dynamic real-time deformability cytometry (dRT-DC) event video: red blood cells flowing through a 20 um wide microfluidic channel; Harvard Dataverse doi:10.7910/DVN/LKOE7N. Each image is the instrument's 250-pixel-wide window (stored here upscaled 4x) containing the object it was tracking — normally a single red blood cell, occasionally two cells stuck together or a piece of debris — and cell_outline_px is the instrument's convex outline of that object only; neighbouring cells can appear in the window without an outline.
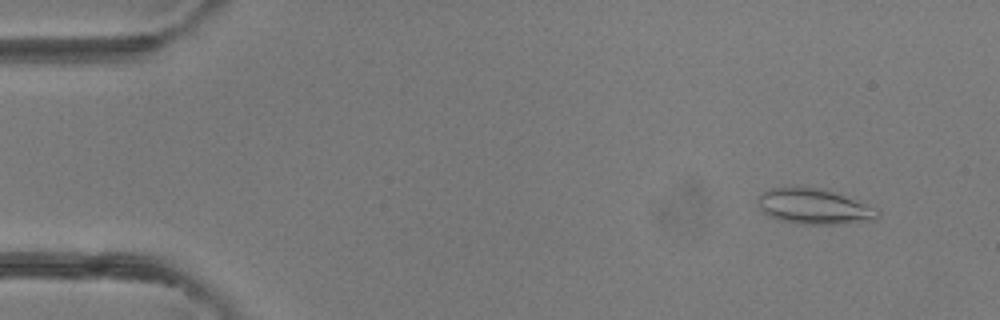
{"species": "common noctule bat (a hibernating species)", "species_latin": "Nyctalus noctula", "temperature_condition": "room temperature", "stored_images_in_passage": 3, "camera_frame_rate_fps": 3000, "um_per_image_px": 0.085, "animal": {"sex": "female"}, "frame": {"image": 1, "passage_image": 1, "time_ms": 0.0, "image_size_px": [1000, 320], "cell_outline_px": [[880, 216], [876, 220], [836, 224], [796, 224], [780, 220], [768, 216], [760, 208], [760, 196], [768, 188], [816, 188], [832, 192], [844, 196], [876, 208], [880, 212]], "centroid_in_image_um": [69.22, 17.59], "position_along_channel_um": 15.8, "area_um2": 24.16}}